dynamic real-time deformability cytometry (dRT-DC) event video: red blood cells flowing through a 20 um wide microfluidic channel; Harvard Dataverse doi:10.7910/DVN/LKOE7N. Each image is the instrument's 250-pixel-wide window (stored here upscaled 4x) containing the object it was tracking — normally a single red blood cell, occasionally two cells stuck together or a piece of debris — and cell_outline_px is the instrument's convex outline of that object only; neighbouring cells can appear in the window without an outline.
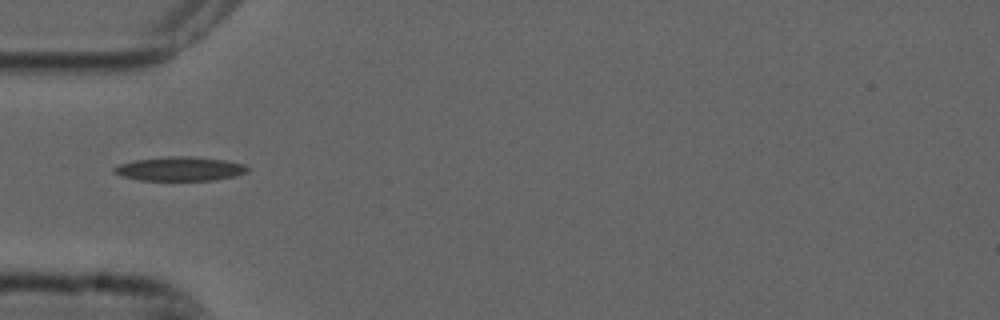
{"species": "common noctule bat (a hibernating species)", "species_latin": "Nyctalus noctula", "temperature_condition": "cold", "stored_images_in_passage": 36, "camera_frame_rate_fps": 3000, "um_per_image_px": 0.085, "animal": {"sex": "male", "forearm_length_mm": 52.5}, "frame": {"image": 1, "passage_image": 1, "time_ms": 0.0, "image_size_px": [1000, 320], "cell_outline_px": [[248, 172], [236, 176], [216, 180], [140, 180], [120, 176], [112, 172], [112, 168], [120, 164], [136, 160], [168, 156], [192, 156], [224, 160], [244, 164], [248, 168]], "centroid_in_image_um": [15.29, 14.35], "position_along_channel_um": 69.7, "area_um2": 18.79}}
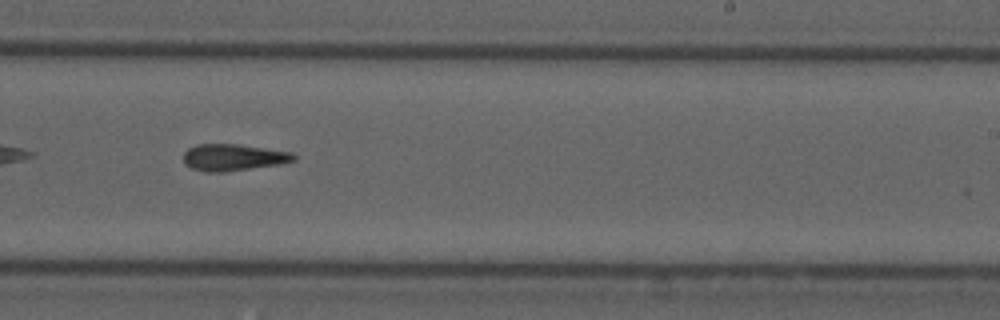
{"frame": {"image": 2, "passage_image": 17, "time_ms": 5.333, "image_size_px": [1000, 320], "cell_outline_px": [[296, 160], [280, 164], [224, 172], [208, 172], [192, 168], [184, 164], [184, 152], [188, 148], [196, 144], [236, 144], [292, 152], [296, 156]], "centroid_in_image_um": [19.82, 13.37], "position_along_channel_um": 269.2, "area_um2": 17.11}}
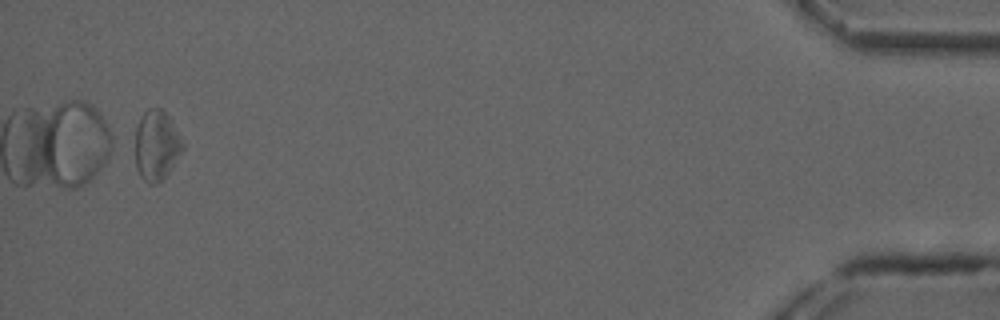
{"frame": {"image": 3, "passage_image": 36, "time_ms": 11.667, "image_size_px": [1000, 320], "cell_outline_px": [[184, 148], [164, 180], [156, 184], [148, 184], [140, 176], [136, 168], [136, 128], [140, 116], [148, 108], [160, 108], [168, 116], [184, 144]], "centroid_in_image_um": [13.29, 12.39], "position_along_channel_um": 421.9, "area_um2": 19.36}, "authors_computed_cell_mechanics": {"area_um2": 17.629, "velocity_mm_per_s": 3.7401, "shape_relaxation_time_tau1_ms": null, "shape_relaxation_time_tau2_ms": 6.3495, "deformation_change_tau1": null, "deformation_change_tau2": 0.1685}}